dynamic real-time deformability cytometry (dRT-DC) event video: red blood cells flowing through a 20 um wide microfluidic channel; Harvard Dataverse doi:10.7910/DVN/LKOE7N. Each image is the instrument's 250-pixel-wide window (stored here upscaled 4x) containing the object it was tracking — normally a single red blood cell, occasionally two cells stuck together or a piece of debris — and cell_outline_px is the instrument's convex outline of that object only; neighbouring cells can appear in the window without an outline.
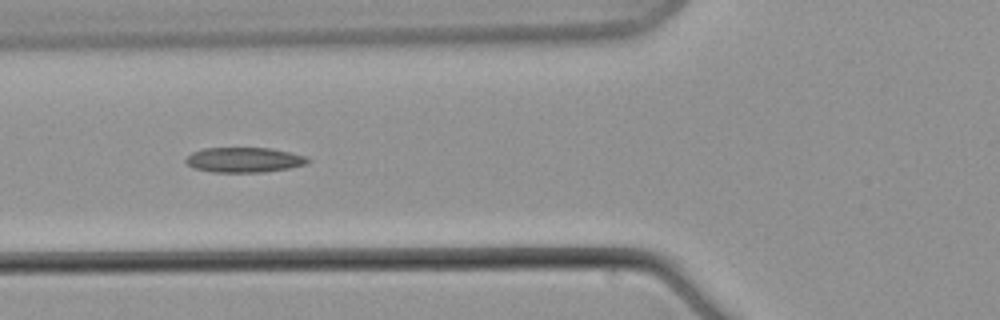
{"species": "common noctule bat (a hibernating species)", "species_latin": "Nyctalus noctula", "temperature_condition": "warm", "stored_images_in_passage": 9, "camera_frame_rate_fps": 3000, "um_per_image_px": 0.085, "animal": {"sex": "male", "body_mass_g": 21.5, "forearm_length_mm": 52.0}, "frame": {"image": 1, "passage_image": 8, "time_ms": 9.333, "image_size_px": [1000, 320], "cell_outline_px": [[312, 160], [304, 164], [288, 168], [264, 172], [212, 172], [192, 168], [184, 160], [192, 152], [204, 148], [272, 148], [304, 156]], "centroid_in_image_um": [20.71, 13.59], "position_along_channel_um": 105.1, "area_um2": 17.69}}